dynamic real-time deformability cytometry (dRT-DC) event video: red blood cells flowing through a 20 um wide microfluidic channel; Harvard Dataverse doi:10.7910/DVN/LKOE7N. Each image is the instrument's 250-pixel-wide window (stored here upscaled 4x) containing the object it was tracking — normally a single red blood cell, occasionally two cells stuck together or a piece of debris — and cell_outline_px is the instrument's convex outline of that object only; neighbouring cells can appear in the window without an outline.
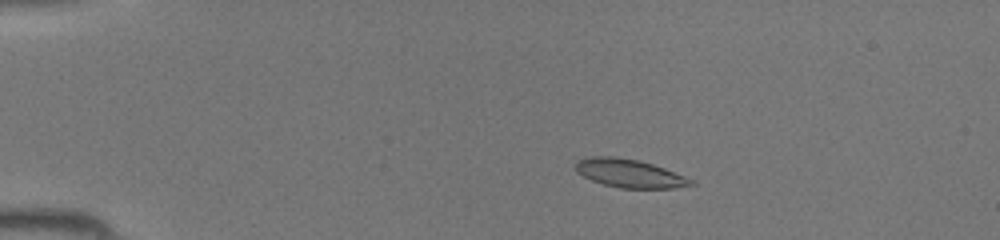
{"species": "common noctule bat (a hibernating species)", "species_latin": "Nyctalus noctula", "temperature_condition": "room temperature", "stored_images_in_passage": 37, "camera_frame_rate_fps": 3000, "um_per_image_px": 0.085, "animal": {"sex": "female", "body_mass_g": 19.5, "forearm_length_mm": 54.1}, "frame": {"image": 1, "passage_image": 1, "time_ms": 0.0, "image_size_px": [1000, 240], "cell_outline_px": [[696, 184], [672, 188], [620, 188], [604, 184], [592, 180], [576, 172], [576, 164], [584, 156], [612, 156], [640, 160], [664, 168], [696, 180]], "centroid_in_image_um": [53.53, 14.73], "position_along_channel_um": 31.5, "area_um2": 19.07}}
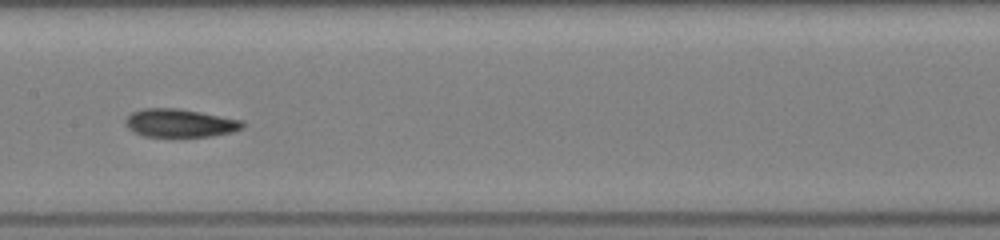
{"frame": {"image": 2, "passage_image": 16, "time_ms": 5.0, "image_size_px": [1000, 240], "cell_outline_px": [[244, 128], [232, 132], [212, 136], [172, 140], [144, 136], [128, 128], [124, 124], [124, 120], [132, 112], [144, 108], [176, 108], [200, 112], [244, 120]], "centroid_in_image_um": [15.29, 10.51], "position_along_channel_um": 192.1, "area_um2": 20.17}}
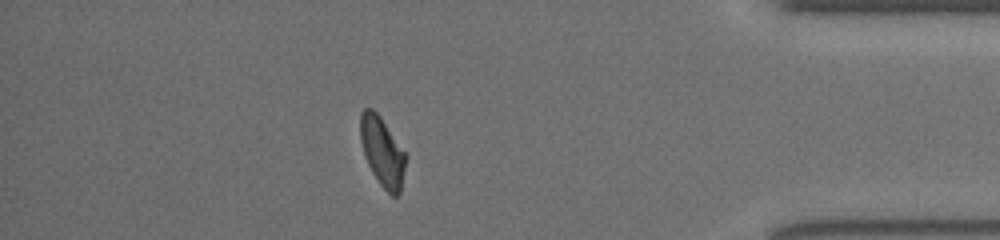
{"frame": {"image": 3, "passage_image": 32, "time_ms": 10.333, "image_size_px": [1000, 240], "cell_outline_px": [[408, 156], [400, 192], [396, 196], [392, 196], [380, 184], [372, 172], [368, 164], [360, 140], [360, 112], [364, 108], [372, 108], [380, 116]], "centroid_in_image_um": [32.51, 12.88], "position_along_channel_um": 402.7, "area_um2": 18.32}}